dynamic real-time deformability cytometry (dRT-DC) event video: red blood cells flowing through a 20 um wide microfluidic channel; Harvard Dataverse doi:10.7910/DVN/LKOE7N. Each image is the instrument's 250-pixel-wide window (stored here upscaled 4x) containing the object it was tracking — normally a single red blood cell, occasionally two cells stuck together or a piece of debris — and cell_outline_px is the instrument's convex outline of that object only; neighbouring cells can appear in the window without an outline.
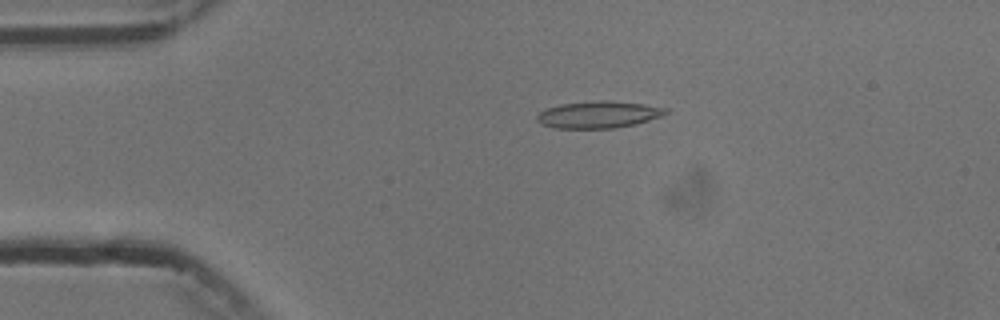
{"species": "common noctule bat (a hibernating species)", "species_latin": "Nyctalus noctula", "temperature_condition": "cold", "stored_images_in_passage": 5, "camera_frame_rate_fps": 3000, "um_per_image_px": 0.085, "animal": {"sex": "male", "body_mass_g": 13.3}, "frame": {"image": 1, "passage_image": 3, "time_ms": 2.333, "image_size_px": [1000, 320], "cell_outline_px": [[668, 112], [664, 116], [636, 124], [616, 128], [552, 128], [540, 124], [536, 120], [536, 116], [540, 112], [548, 108], [560, 104], [600, 100], [608, 100], [644, 104], [668, 108]], "centroid_in_image_um": [50.9, 9.74], "position_along_channel_um": 34.1, "area_um2": 20.4}}
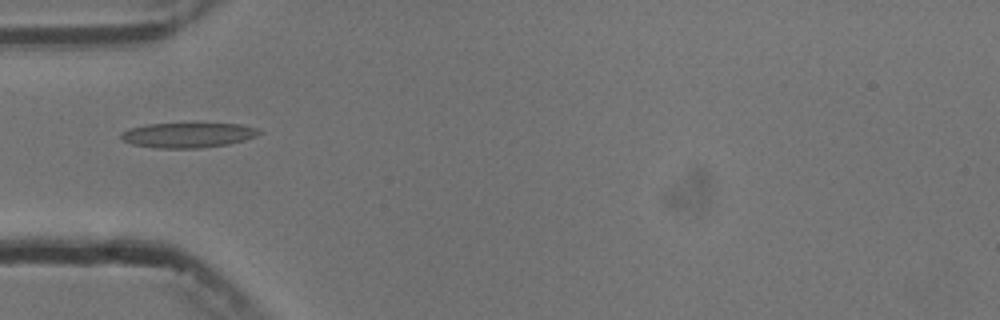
{"frame": {"image": 2, "passage_image": 5, "time_ms": 4.333, "image_size_px": [1000, 320], "cell_outline_px": [[264, 132], [256, 136], [244, 140], [228, 144], [200, 148], [156, 148], [132, 144], [120, 140], [120, 132], [128, 128], [144, 124], [240, 124], [256, 128]], "centroid_in_image_um": [15.92, 11.49], "position_along_channel_um": 69.1, "area_um2": 20.17}}